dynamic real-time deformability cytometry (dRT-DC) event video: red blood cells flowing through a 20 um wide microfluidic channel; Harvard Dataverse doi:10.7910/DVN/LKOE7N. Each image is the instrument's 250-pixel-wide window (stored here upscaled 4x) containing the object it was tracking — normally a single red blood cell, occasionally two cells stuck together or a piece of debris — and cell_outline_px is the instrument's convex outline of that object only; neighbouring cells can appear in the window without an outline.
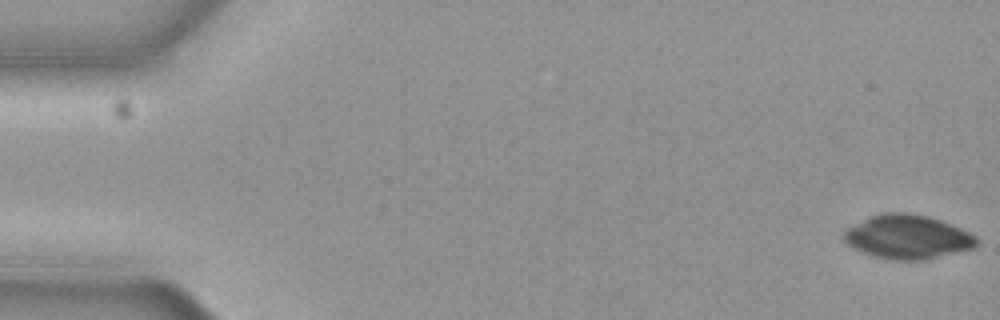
{"species": "common noctule bat (a hibernating species)", "species_latin": "Nyctalus noctula", "temperature_condition": "cold", "stored_images_in_passage": 15, "camera_frame_rate_fps": 3000, "um_per_image_px": 0.085, "animal": {"sex": "female", "body_mass_g": 19.3, "forearm_length_mm": 54.1}, "frame": {"image": 1, "passage_image": 1, "time_ms": 0.0, "image_size_px": [1000, 320], "cell_outline_px": [[980, 244], [976, 248], [924, 260], [892, 260], [876, 256], [852, 248], [844, 240], [844, 232], [848, 228], [868, 216], [884, 212], [904, 212], [928, 216], [940, 220], [960, 228], [976, 236], [980, 240]], "centroid_in_image_um": [77.18, 20.14], "position_along_channel_um": 7.8, "area_um2": 34.1}}